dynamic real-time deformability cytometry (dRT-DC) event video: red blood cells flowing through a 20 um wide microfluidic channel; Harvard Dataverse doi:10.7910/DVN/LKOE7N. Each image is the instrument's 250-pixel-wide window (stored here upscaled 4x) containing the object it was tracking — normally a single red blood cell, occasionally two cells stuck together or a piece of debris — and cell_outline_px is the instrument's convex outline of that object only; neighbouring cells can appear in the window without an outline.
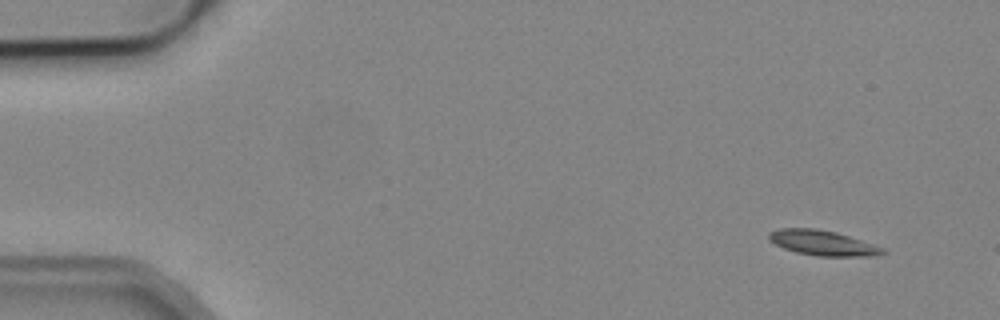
{"species": "common noctule bat (a hibernating species)", "species_latin": "Nyctalus noctula", "temperature_condition": "cold", "stored_images_in_passage": 3, "camera_frame_rate_fps": 3000, "um_per_image_px": 0.085, "animal": {"sex": "male", "body_mass_g": 19.2, "forearm_length_mm": 51.8}, "frame": {"image": 1, "passage_image": 1, "time_ms": 0.0, "image_size_px": [1000, 320], "cell_outline_px": [[888, 252], [872, 256], [816, 256], [796, 252], [784, 248], [768, 240], [768, 232], [780, 228], [812, 228], [836, 232], [884, 248]], "centroid_in_image_um": [69.89, 20.65], "position_along_channel_um": 15.1, "area_um2": 16.53}}